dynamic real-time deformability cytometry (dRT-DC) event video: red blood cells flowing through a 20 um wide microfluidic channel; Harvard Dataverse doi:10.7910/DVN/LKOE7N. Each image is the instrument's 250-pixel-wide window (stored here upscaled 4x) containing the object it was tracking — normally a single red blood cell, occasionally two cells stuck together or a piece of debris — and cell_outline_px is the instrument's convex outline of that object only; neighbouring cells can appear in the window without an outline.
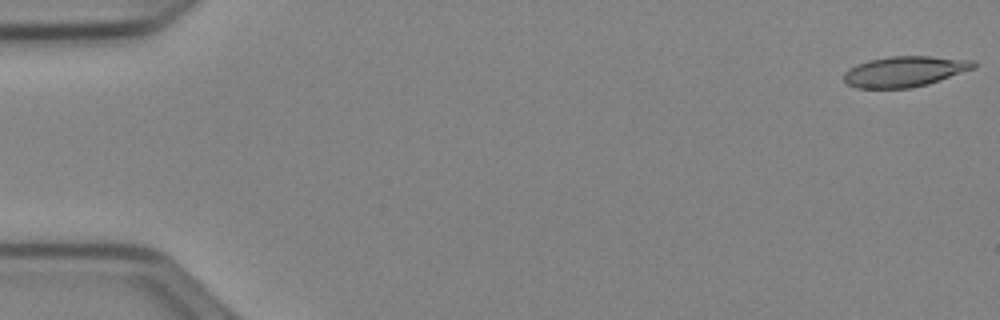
{"species": "Egyptian fruit bat (a non-hibernating species)", "species_latin": "Rousettus aegyptiacus", "temperature_condition": "cold", "stored_images_in_passage": 52, "camera_frame_rate_fps": 3000, "um_per_image_px": 0.085, "animal": {"sex": "female"}, "frame": {"image": 1, "passage_image": 1, "time_ms": 0.0, "image_size_px": [1000, 320], "cell_outline_px": [[976, 68], [928, 84], [912, 88], [856, 88], [848, 84], [844, 80], [844, 72], [848, 68], [856, 64], [868, 60], [892, 56], [928, 56], [976, 60]], "centroid_in_image_um": [76.91, 6.07], "position_along_channel_um": 8.1, "area_um2": 23.29}}
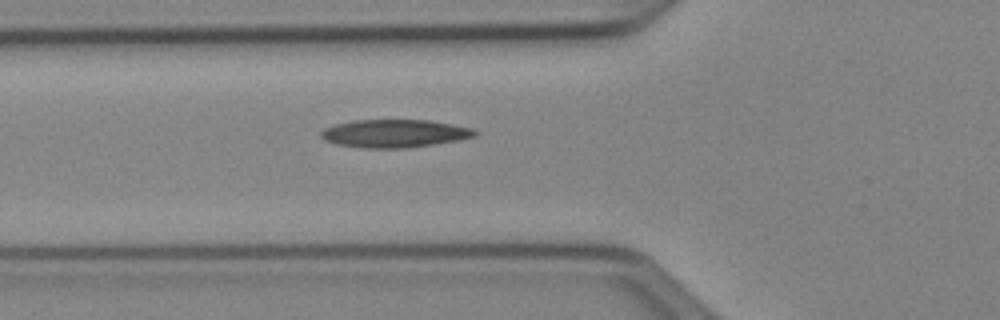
{"frame": {"image": 2, "passage_image": 19, "time_ms": 6.0, "image_size_px": [1000, 320], "cell_outline_px": [[476, 136], [460, 140], [436, 144], [404, 148], [364, 148], [336, 144], [324, 140], [320, 136], [320, 132], [324, 128], [336, 124], [352, 120], [428, 120], [452, 124], [472, 128], [476, 132]], "centroid_in_image_um": [33.52, 11.35], "position_along_channel_um": 92.3, "area_um2": 25.14}}
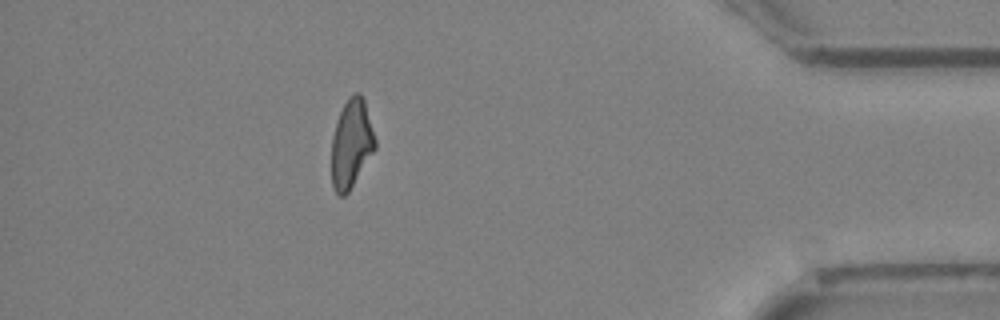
{"frame": {"image": 3, "passage_image": 46, "time_ms": 15.0, "image_size_px": [1000, 320], "cell_outline_px": [[376, 148], [348, 192], [344, 196], [340, 196], [336, 192], [332, 184], [332, 136], [340, 112], [348, 96], [356, 92], [360, 92], [364, 100], [376, 140]], "centroid_in_image_um": [29.87, 12.2], "position_along_channel_um": 405.3, "area_um2": 22.25}, "authors_computed_cell_mechanics": {"area_um2": 23.698, "velocity_mm_per_s": 3.9747, "shape_relaxation_time_tau1_ms": 7.8303, "shape_relaxation_time_tau2_ms": 4.8523, "deformation_change_tau1": 0.1991, "deformation_change_tau2": 0.1377}}